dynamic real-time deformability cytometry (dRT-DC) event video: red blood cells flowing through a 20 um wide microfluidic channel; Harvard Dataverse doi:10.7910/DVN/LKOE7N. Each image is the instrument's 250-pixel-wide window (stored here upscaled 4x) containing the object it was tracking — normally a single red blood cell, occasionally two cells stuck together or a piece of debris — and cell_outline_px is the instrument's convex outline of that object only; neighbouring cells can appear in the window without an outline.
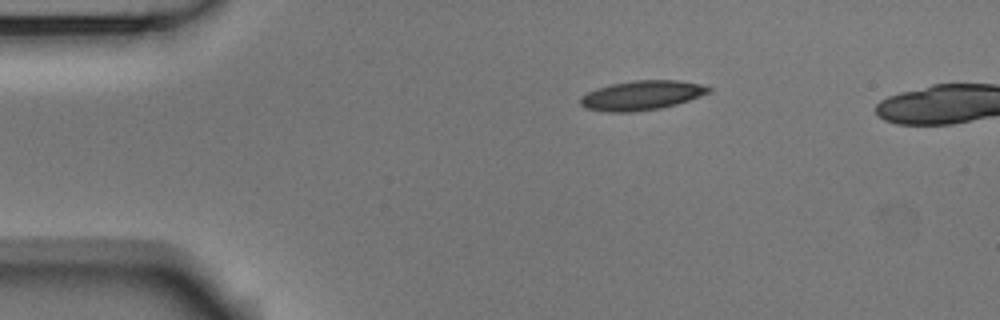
{"species": "Egyptian fruit bat (a non-hibernating species)", "species_latin": "Rousettus aegyptiacus", "temperature_condition": "room temperature", "stored_images_in_passage": 41, "camera_frame_rate_fps": 3000, "um_per_image_px": 0.085, "animal": {"sex": "male"}, "frame": {"image": 1, "passage_image": 1, "time_ms": 0.0, "image_size_px": [1000, 320], "cell_outline_px": [[712, 92], [676, 104], [660, 108], [632, 112], [604, 112], [584, 108], [580, 104], [580, 96], [596, 88], [612, 84], [632, 80], [676, 80], [700, 84], [712, 88]], "centroid_in_image_um": [54.51, 8.11], "position_along_channel_um": 30.5, "area_um2": 22.08}}
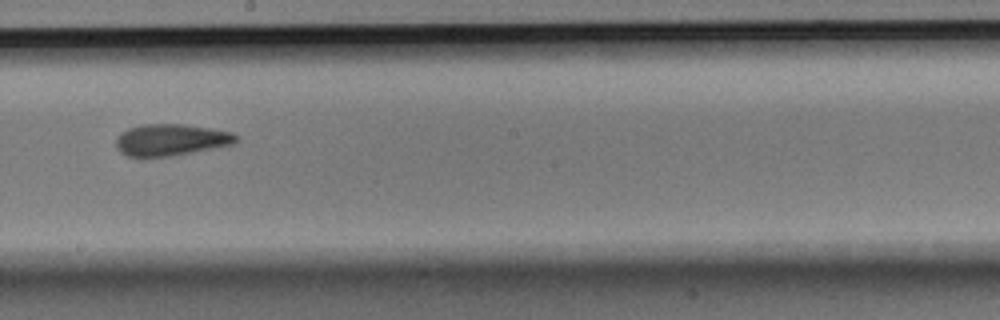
{"frame": {"image": 2, "passage_image": 21, "time_ms": 6.667, "image_size_px": [1000, 320], "cell_outline_px": [[240, 140], [232, 144], [168, 156], [140, 160], [128, 156], [120, 152], [116, 148], [116, 140], [128, 128], [140, 124], [184, 124], [232, 132], [240, 136]], "centroid_in_image_um": [14.49, 11.91], "position_along_channel_um": 233.7, "area_um2": 22.37}}
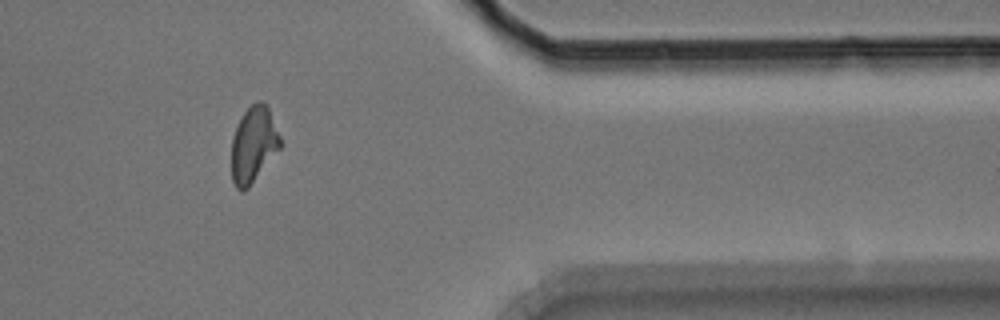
{"frame": {"image": 3, "passage_image": 35, "time_ms": 11.333, "image_size_px": [1000, 320], "cell_outline_px": [[284, 144], [248, 188], [244, 192], [240, 192], [236, 188], [232, 180], [232, 136], [244, 112], [256, 100], [260, 100], [268, 108]], "centroid_in_image_um": [21.56, 12.32], "position_along_channel_um": 389.8, "area_um2": 21.62}}